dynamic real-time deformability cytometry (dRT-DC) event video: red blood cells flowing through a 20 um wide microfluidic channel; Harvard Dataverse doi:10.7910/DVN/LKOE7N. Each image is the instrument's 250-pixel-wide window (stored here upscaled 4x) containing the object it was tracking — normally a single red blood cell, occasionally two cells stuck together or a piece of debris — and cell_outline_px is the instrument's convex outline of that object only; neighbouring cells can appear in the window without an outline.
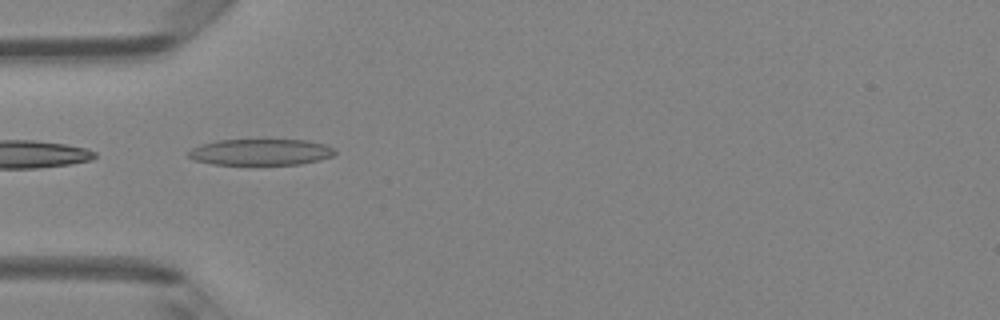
{"species": "Egyptian fruit bat (a non-hibernating species)", "species_latin": "Rousettus aegyptiacus", "temperature_condition": "room temperature", "stored_images_in_passage": 6, "camera_frame_rate_fps": 3000, "um_per_image_px": 0.085, "animal": {"sex": "female"}, "frame": {"image": 1, "passage_image": 4, "time_ms": 1.0, "image_size_px": [1000, 320], "cell_outline_px": [[336, 152], [332, 156], [300, 164], [212, 164], [196, 160], [188, 156], [188, 152], [192, 148], [200, 144], [220, 140], [308, 140], [324, 144], [332, 148]], "centroid_in_image_um": [22.14, 12.92], "position_along_channel_um": 62.9, "area_um2": 22.08}}
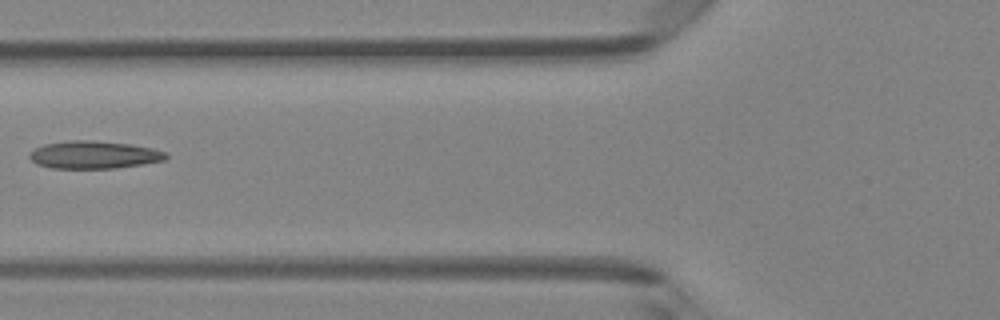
{"frame": {"image": 2, "passage_image": 5, "time_ms": 1.333, "image_size_px": [1000, 320], "cell_outline_px": [[168, 156], [164, 160], [144, 164], [116, 168], [52, 168], [36, 164], [28, 156], [28, 152], [44, 144], [72, 140], [92, 140], [132, 144], [152, 148], [168, 152]], "centroid_in_image_um": [8.0, 13.15], "position_along_channel_um": 117.8, "area_um2": 22.14}}
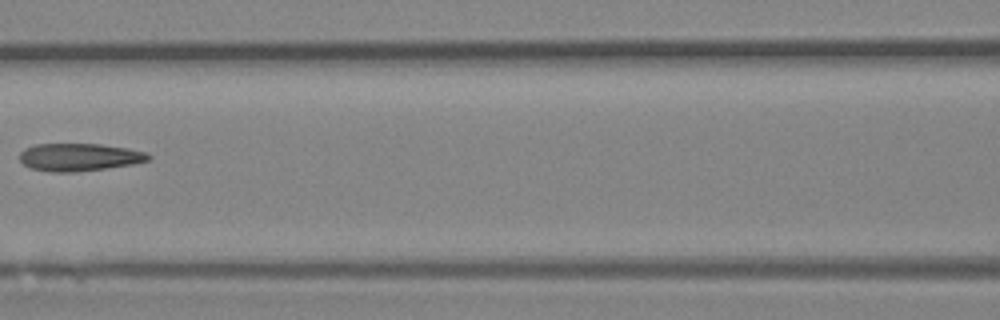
{"frame": {"image": 3, "passage_image": 6, "time_ms": 1.667, "image_size_px": [1000, 320], "cell_outline_px": [[152, 156], [148, 160], [132, 164], [108, 168], [76, 172], [52, 172], [32, 168], [24, 164], [20, 160], [20, 152], [24, 148], [36, 144], [100, 144], [128, 148], [148, 152]], "centroid_in_image_um": [6.76, 13.35], "position_along_channel_um": 159.8, "area_um2": 20.81}}